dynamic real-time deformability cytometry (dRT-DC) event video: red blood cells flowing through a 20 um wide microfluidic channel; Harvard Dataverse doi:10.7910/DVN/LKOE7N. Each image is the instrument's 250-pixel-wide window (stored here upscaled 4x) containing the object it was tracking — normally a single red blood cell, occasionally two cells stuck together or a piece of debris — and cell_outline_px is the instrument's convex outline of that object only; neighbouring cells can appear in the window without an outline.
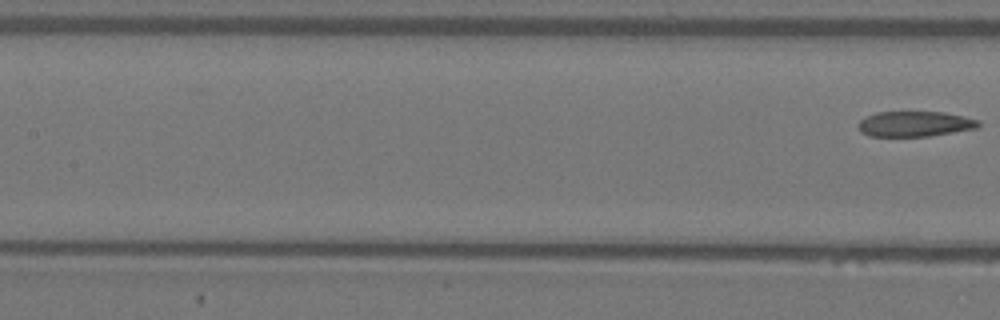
{"species": "Egyptian fruit bat (a non-hibernating species)", "species_latin": "Rousettus aegyptiacus", "temperature_condition": "warm", "stored_images_in_passage": 7, "segment_of_instrument_passage": [2, 2], "camera_frame_rate_fps": 3000, "um_per_image_px": 0.085, "animal": {"sex": "female"}, "frame": {"image": 1, "passage_image": 7, "time_ms": 2.0, "image_size_px": [1000, 320], "cell_outline_px": [[980, 124], [976, 128], [928, 136], [868, 136], [860, 132], [860, 120], [864, 116], [876, 112], [944, 112], [964, 116], [980, 120]], "centroid_in_image_um": [77.75, 10.52], "position_along_channel_um": 129.7, "area_um2": 17.69}}